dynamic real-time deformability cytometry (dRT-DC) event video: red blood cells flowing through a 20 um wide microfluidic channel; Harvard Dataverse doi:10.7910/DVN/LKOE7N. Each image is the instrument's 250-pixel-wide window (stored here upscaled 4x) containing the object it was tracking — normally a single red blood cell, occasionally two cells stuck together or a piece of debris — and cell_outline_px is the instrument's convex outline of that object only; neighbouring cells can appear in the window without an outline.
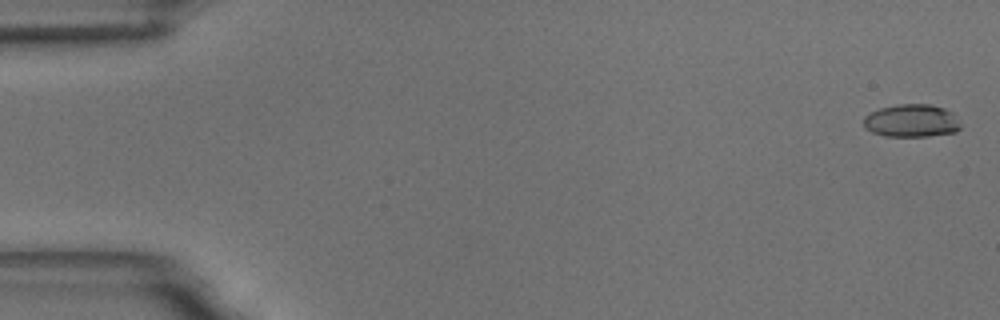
{"species": "common noctule bat (a hibernating species)", "species_latin": "Nyctalus noctula", "temperature_condition": "room temperature", "stored_images_in_passage": 57, "camera_frame_rate_fps": 3000, "um_per_image_px": 0.085, "animal": {"sex": "male", "body_mass_g": 18.8}, "frame": {"image": 1, "passage_image": 2, "time_ms": 0.333, "image_size_px": [1000, 320], "cell_outline_px": [[960, 128], [956, 132], [928, 136], [884, 136], [872, 132], [864, 128], [864, 116], [880, 108], [896, 104], [928, 104], [944, 108], [952, 112], [960, 120]], "centroid_in_image_um": [77.49, 10.26], "position_along_channel_um": 7.5, "area_um2": 18.67}}
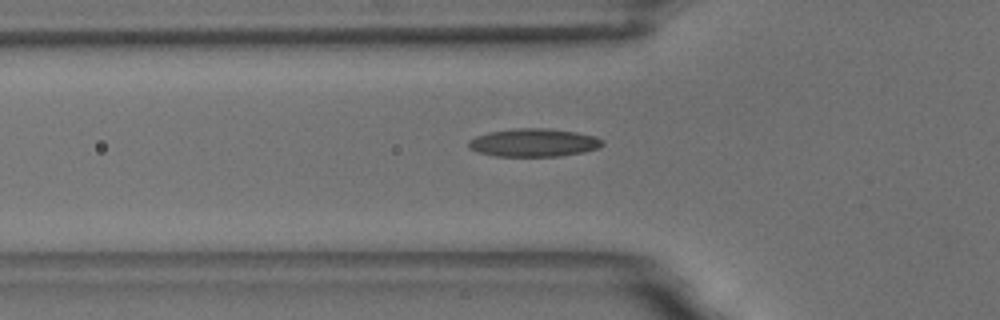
{"frame": {"image": 2, "passage_image": 20, "time_ms": 6.333, "image_size_px": [1000, 320], "cell_outline_px": [[604, 144], [596, 148], [584, 152], [560, 156], [496, 156], [480, 152], [468, 148], [468, 140], [476, 136], [488, 132], [516, 128], [548, 128], [576, 132], [596, 136], [604, 140]], "centroid_in_image_um": [45.38, 12.12], "position_along_channel_um": 80.4, "area_um2": 21.96}}
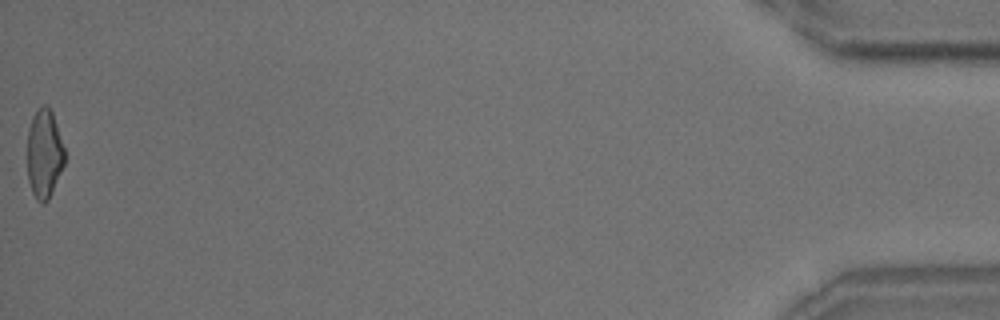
{"frame": {"image": 3, "passage_image": 57, "time_ms": 18.667, "image_size_px": [1000, 320], "cell_outline_px": [[64, 164], [48, 200], [44, 204], [40, 204], [36, 200], [32, 192], [28, 180], [28, 128], [32, 116], [44, 104], [52, 112], [64, 148]], "centroid_in_image_um": [3.75, 13.11], "position_along_channel_um": 431.5, "area_um2": 19.07}, "authors_computed_cell_mechanics": {"area_um2": 19.8832, "velocity_mm_per_s": 3.6338, "shape_relaxation_time_tau1_ms": 4.6093, "shape_relaxation_time_tau2_ms": 1.7671, "deformation_change_tau1": 0.1757, "deformation_change_tau2": 0.0926}}